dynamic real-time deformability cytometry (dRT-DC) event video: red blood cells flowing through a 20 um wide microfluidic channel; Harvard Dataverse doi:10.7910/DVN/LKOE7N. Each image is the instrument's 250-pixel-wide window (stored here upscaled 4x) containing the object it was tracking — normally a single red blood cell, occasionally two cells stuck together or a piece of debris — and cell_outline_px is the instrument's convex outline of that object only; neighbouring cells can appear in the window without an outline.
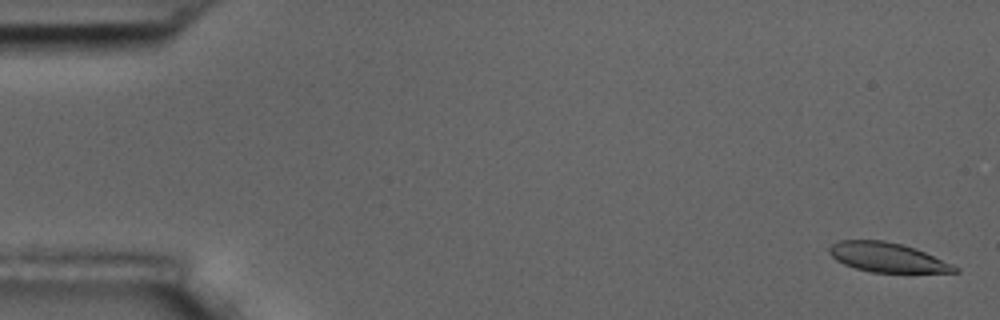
{"species": "common noctule bat (a hibernating species)", "species_latin": "Nyctalus noctula", "temperature_condition": "room temperature", "stored_images_in_passage": 5, "camera_frame_rate_fps": 3000, "um_per_image_px": 0.085, "animal": {"sex": "male", "body_mass_g": 17.5, "forearm_length_mm": 52.3}, "frame": {"image": 1, "passage_image": 1, "time_ms": 0.0, "image_size_px": [1000, 320], "cell_outline_px": [[960, 272], [872, 272], [856, 268], [844, 264], [836, 260], [828, 252], [828, 248], [832, 244], [840, 240], [884, 240], [904, 244], [916, 248], [952, 264], [960, 268]], "centroid_in_image_um": [75.42, 21.86], "position_along_channel_um": 9.6, "area_um2": 21.5}}
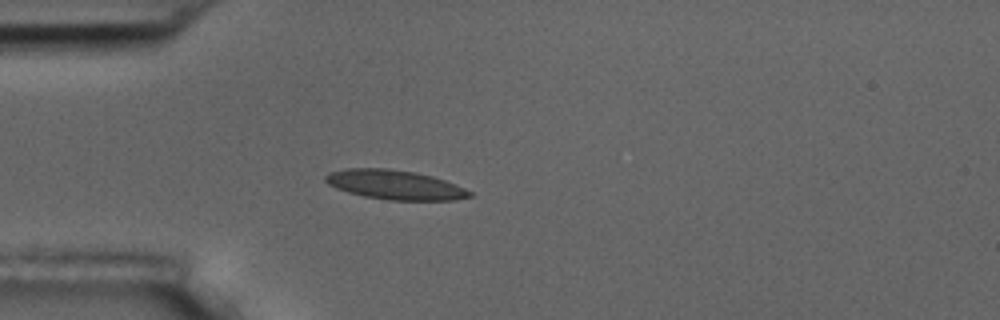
{"frame": {"image": 2, "passage_image": 5, "time_ms": 4.667, "image_size_px": [1000, 320], "cell_outline_px": [[472, 196], [456, 200], [388, 200], [364, 196], [348, 192], [336, 188], [328, 184], [324, 180], [324, 176], [328, 172], [348, 168], [388, 168], [416, 172], [432, 176], [444, 180], [464, 188], [472, 192]], "centroid_in_image_um": [33.54, 15.7], "position_along_channel_um": 51.5, "area_um2": 24.74}}